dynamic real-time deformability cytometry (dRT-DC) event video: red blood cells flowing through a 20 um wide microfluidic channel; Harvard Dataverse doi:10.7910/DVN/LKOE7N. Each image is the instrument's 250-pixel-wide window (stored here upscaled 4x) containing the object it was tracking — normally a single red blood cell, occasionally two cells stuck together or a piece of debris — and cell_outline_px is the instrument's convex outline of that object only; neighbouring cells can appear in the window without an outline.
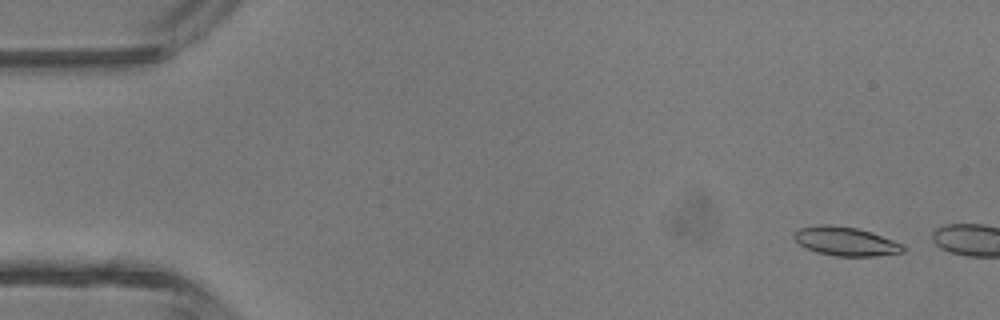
{"species": "common noctule bat (a hibernating species)", "species_latin": "Nyctalus noctula", "temperature_condition": "room temperature", "stored_images_in_passage": 2, "camera_frame_rate_fps": 3000, "um_per_image_px": 0.085, "animal": {"sex": "male", "body_mass_g": 13.3}, "frame": {"image": 1, "passage_image": 1, "time_ms": 0.0, "image_size_px": [1000, 320], "cell_outline_px": [[908, 248], [904, 252], [876, 256], [836, 256], [816, 252], [800, 244], [792, 236], [792, 232], [800, 228], [820, 224], [832, 224], [856, 228], [872, 232], [904, 244]], "centroid_in_image_um": [71.91, 20.51], "position_along_channel_um": 13.1, "area_um2": 18.55}}